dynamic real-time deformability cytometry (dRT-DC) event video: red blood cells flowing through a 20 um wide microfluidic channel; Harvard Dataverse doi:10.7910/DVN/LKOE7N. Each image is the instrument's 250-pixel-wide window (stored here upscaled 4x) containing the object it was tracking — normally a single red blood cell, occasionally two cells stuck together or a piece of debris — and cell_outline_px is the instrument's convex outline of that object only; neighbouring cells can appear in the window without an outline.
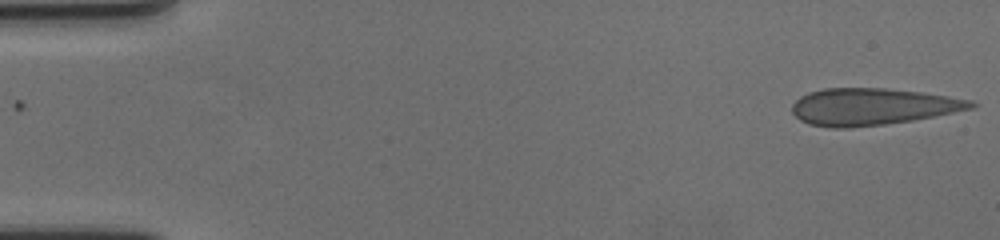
{"species": "human", "species_latin": "Homo sapiens", "temperature_condition": "cold", "stored_images_in_passage": 58, "camera_frame_rate_fps": 3000, "um_per_image_px": 0.085, "donor": {"sex": "female"}, "frame": {"image": 1, "passage_image": 1, "time_ms": 0.0, "image_size_px": [1000, 240], "cell_outline_px": [[980, 104], [972, 108], [912, 120], [884, 124], [848, 128], [832, 128], [808, 124], [800, 120], [792, 112], [792, 104], [800, 96], [808, 92], [824, 88], [888, 88], [920, 92], [948, 96], [972, 100]], "centroid_in_image_um": [74.12, 9.06], "position_along_channel_um": 10.9, "area_um2": 38.38}}
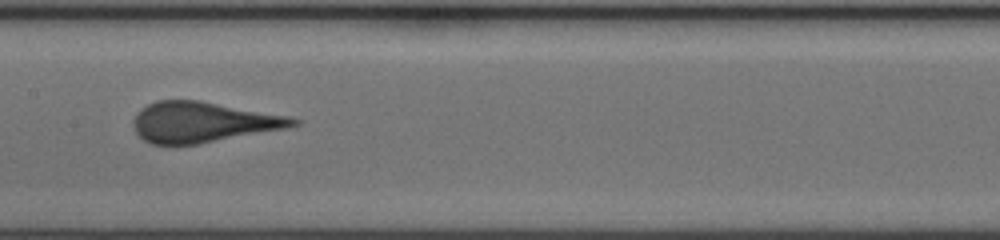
{"frame": {"image": 2, "passage_image": 29, "time_ms": 9.333, "image_size_px": [1000, 240], "cell_outline_px": [[300, 124], [288, 128], [196, 144], [152, 144], [144, 140], [136, 132], [132, 124], [132, 120], [136, 112], [140, 108], [156, 100], [200, 100], [292, 116], [300, 120]], "centroid_in_image_um": [17.26, 10.36], "position_along_channel_um": 190.1, "area_um2": 37.92}}
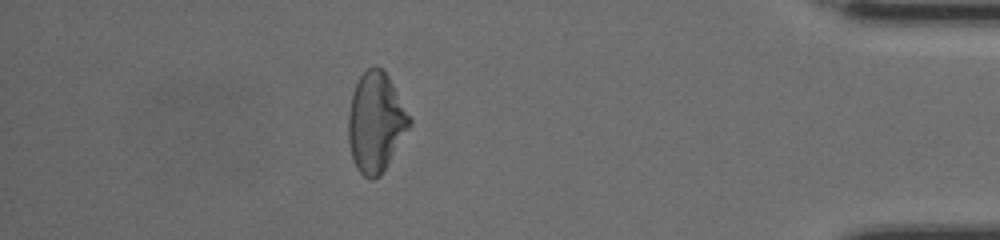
{"frame": {"image": 3, "passage_image": 51, "time_ms": 16.667, "image_size_px": [1000, 240], "cell_outline_px": [[412, 124], [380, 176], [372, 180], [368, 180], [356, 168], [352, 156], [348, 140], [348, 112], [352, 92], [360, 76], [372, 64], [376, 64], [384, 68], [412, 120]], "centroid_in_image_um": [31.93, 10.37], "position_along_channel_um": 403.3, "area_um2": 35.66}}